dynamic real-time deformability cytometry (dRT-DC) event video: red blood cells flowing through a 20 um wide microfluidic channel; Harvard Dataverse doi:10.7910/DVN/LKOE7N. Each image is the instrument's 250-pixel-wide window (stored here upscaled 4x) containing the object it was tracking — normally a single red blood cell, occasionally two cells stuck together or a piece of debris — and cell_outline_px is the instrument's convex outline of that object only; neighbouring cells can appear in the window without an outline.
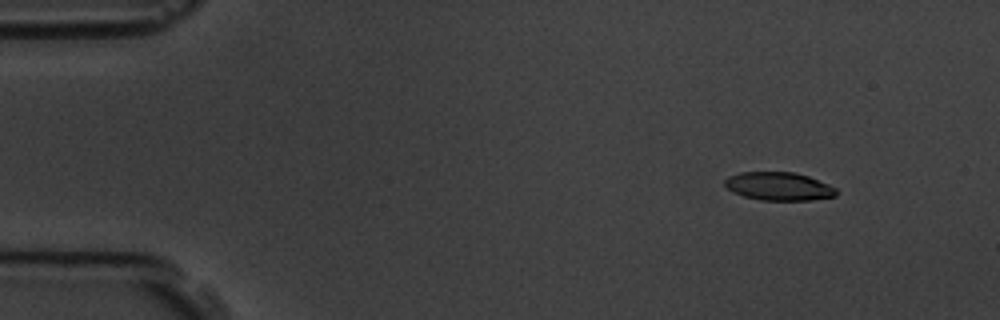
{"species": "common noctule bat (a hibernating species)", "species_latin": "Nyctalus noctula", "temperature_condition": "room temperature", "stored_images_in_passage": 3, "camera_frame_rate_fps": 3000, "um_per_image_px": 0.085, "animal": {"sex": "male", "body_mass_g": 19.5, "forearm_length_mm": 54.6}, "frame": {"image": 1, "passage_image": 1, "time_ms": 0.0, "image_size_px": [1000, 320], "cell_outline_px": [[836, 196], [812, 200], [760, 200], [744, 196], [732, 192], [724, 184], [724, 180], [728, 176], [740, 172], [792, 172], [808, 176], [828, 184], [836, 188]], "centroid_in_image_um": [66.18, 15.84], "position_along_channel_um": 18.8, "area_um2": 18.32}}